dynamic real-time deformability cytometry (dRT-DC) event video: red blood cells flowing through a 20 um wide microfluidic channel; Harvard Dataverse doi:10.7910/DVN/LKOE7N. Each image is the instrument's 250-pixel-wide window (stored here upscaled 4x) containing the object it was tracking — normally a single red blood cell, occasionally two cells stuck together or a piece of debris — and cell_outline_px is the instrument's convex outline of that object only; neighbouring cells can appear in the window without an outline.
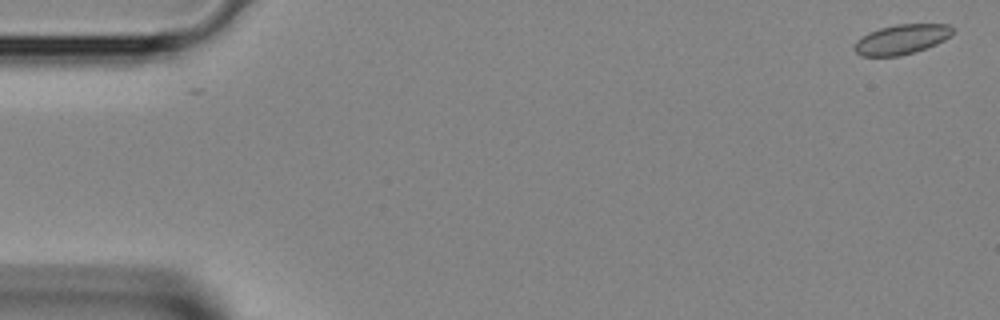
{"species": "Egyptian fruit bat (a non-hibernating species)", "species_latin": "Rousettus aegyptiacus", "temperature_condition": "room temperature", "stored_images_in_passage": 3, "camera_frame_rate_fps": 3000, "um_per_image_px": 0.085, "animal": {"sex": "female"}, "frame": {"image": 1, "passage_image": 1, "time_ms": 0.0, "image_size_px": [1000, 320], "cell_outline_px": [[952, 32], [944, 40], [936, 44], [900, 56], [860, 56], [852, 48], [856, 40], [868, 32], [880, 28], [896, 24], [948, 24], [952, 28]], "centroid_in_image_um": [76.56, 3.34], "position_along_channel_um": 8.4, "area_um2": 16.94}}
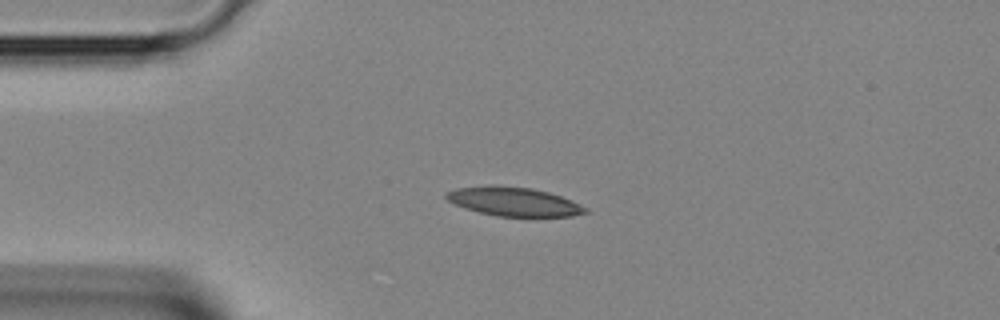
{"frame": {"image": 2, "passage_image": 3, "time_ms": 0.667, "image_size_px": [1000, 320], "cell_outline_px": [[588, 212], [572, 216], [496, 216], [464, 208], [448, 200], [444, 196], [444, 192], [456, 188], [496, 184], [532, 188], [548, 192], [560, 196], [588, 208]], "centroid_in_image_um": [43.63, 17.12], "position_along_channel_um": 41.4, "area_um2": 23.41}}